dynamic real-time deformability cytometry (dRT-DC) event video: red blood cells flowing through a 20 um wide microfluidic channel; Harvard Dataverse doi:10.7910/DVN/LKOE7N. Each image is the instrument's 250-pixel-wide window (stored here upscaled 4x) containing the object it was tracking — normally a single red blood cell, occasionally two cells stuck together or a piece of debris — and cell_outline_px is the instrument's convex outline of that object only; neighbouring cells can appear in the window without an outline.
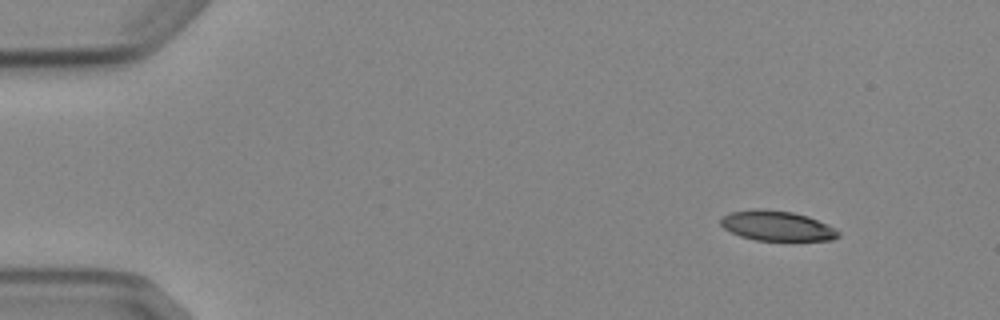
{"species": "Egyptian fruit bat (a non-hibernating species)", "species_latin": "Rousettus aegyptiacus", "temperature_condition": "cold", "stored_images_in_passage": 4, "camera_frame_rate_fps": 3000, "um_per_image_px": 0.085, "animal": {"sex": "female"}, "frame": {"image": 1, "passage_image": 1, "time_ms": 0.0, "image_size_px": [1000, 320], "cell_outline_px": [[840, 236], [832, 240], [756, 240], [740, 236], [724, 228], [720, 224], [720, 220], [724, 216], [732, 212], [764, 208], [792, 212], [808, 216], [840, 232]], "centroid_in_image_um": [66.02, 19.2], "position_along_channel_um": 19.0, "area_um2": 20.17}}
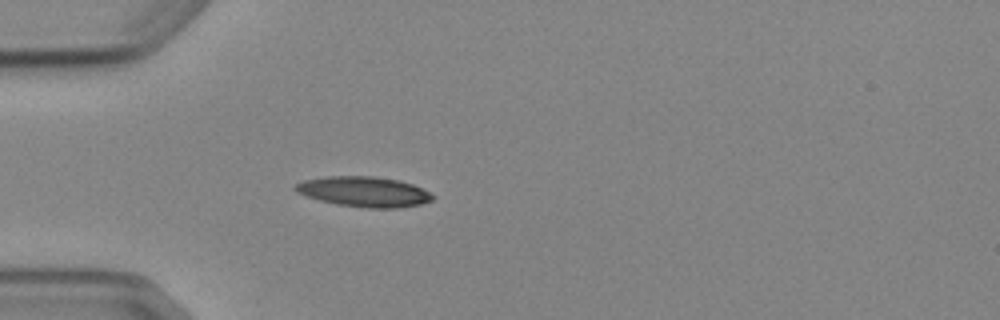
{"frame": {"image": 2, "passage_image": 4, "time_ms": 3.333, "image_size_px": [1000, 320], "cell_outline_px": [[436, 196], [432, 200], [420, 204], [400, 208], [368, 208], [336, 204], [320, 200], [296, 192], [292, 188], [296, 184], [304, 180], [328, 176], [376, 176], [396, 180], [412, 184]], "centroid_in_image_um": [30.93, 16.29], "position_along_channel_um": 54.1, "area_um2": 24.04}}